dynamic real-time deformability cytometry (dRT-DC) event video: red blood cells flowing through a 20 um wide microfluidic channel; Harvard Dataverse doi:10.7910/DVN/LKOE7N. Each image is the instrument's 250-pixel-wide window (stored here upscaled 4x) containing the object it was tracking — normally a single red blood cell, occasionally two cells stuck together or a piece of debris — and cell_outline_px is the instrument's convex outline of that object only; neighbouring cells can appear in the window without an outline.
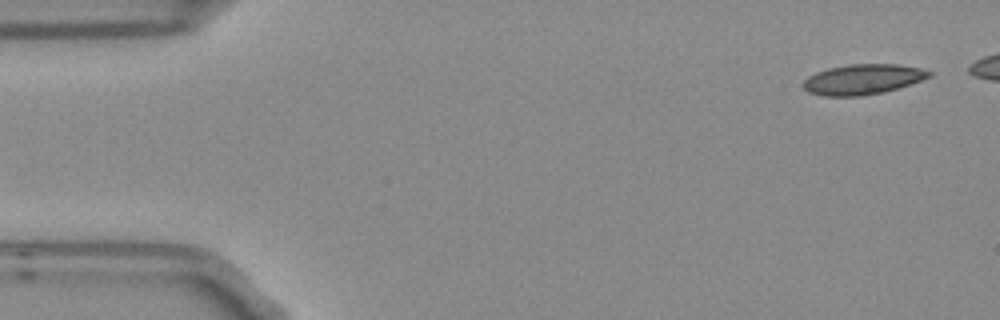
{"species": "Egyptian fruit bat (a non-hibernating species)", "species_latin": "Rousettus aegyptiacus", "temperature_condition": "room temperature", "stored_images_in_passage": 13, "camera_frame_rate_fps": 3000, "um_per_image_px": 0.085, "frame": {"image": 1, "passage_image": 1, "time_ms": 0.0, "image_size_px": [1000, 320], "cell_outline_px": [[932, 76], [884, 92], [860, 96], [824, 96], [808, 92], [804, 88], [804, 80], [808, 76], [816, 72], [828, 68], [852, 64], [900, 64], [920, 68], [932, 72]], "centroid_in_image_um": [73.32, 6.74], "position_along_channel_um": 11.7, "area_um2": 22.02}}
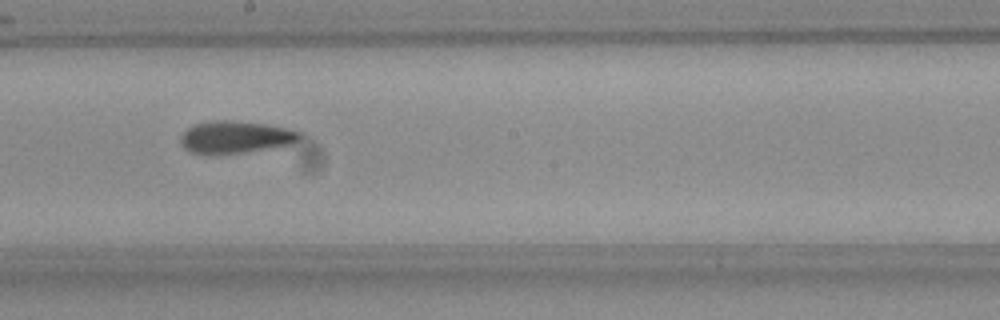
{"frame": {"image": 2, "passage_image": 8, "time_ms": 2.333, "image_size_px": [1000, 320], "cell_outline_px": [[304, 136], [300, 140], [292, 144], [244, 152], [192, 152], [184, 148], [180, 144], [180, 136], [188, 128], [196, 124], [212, 120], [228, 120], [264, 124], [292, 128], [304, 132]], "centroid_in_image_um": [20.12, 11.62], "position_along_channel_um": 228.1, "area_um2": 22.14}}